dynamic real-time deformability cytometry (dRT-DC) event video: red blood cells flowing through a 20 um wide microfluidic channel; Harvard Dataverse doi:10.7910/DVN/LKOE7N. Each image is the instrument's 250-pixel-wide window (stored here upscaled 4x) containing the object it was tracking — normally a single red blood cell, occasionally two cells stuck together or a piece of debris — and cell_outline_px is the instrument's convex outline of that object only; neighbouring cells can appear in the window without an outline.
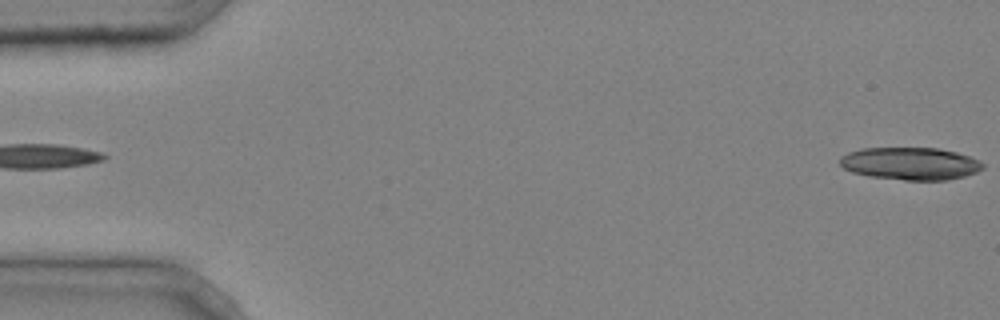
{"species": "common noctule bat (a hibernating species)", "species_latin": "Nyctalus noctula", "temperature_condition": "cold", "stored_images_in_passage": 4, "segment_of_instrument_passage": [2, 2], "camera_frame_rate_fps": 3000, "um_per_image_px": 0.085, "animal": {"sex": "male", "body_mass_g": 20.4}, "frame": {"image": 1, "passage_image": 4, "time_ms": 1.0, "image_size_px": [1000, 320], "cell_outline_px": [[984, 168], [976, 172], [964, 176], [944, 180], [904, 180], [872, 176], [852, 172], [844, 168], [840, 164], [840, 156], [848, 152], [860, 148], [936, 148], [956, 152], [980, 160], [984, 164]], "centroid_in_image_um": [77.38, 13.9], "position_along_channel_um": 7.6, "area_um2": 26.99}}